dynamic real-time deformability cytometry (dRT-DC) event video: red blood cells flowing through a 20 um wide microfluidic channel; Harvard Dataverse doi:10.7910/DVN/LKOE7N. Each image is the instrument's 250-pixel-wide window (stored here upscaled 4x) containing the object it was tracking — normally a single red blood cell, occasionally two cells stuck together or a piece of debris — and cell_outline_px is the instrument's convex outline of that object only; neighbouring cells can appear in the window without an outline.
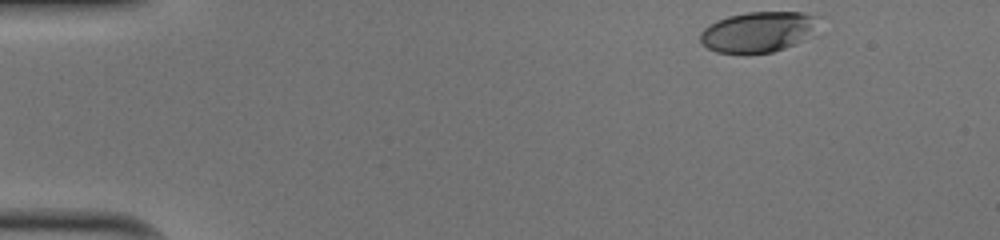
{"species": "human", "species_latin": "Homo sapiens", "temperature_condition": "cold", "stored_images_in_passage": 37, "camera_frame_rate_fps": 3000, "um_per_image_px": 0.085, "donor": {"sex": "male"}, "frame": {"image": 1, "passage_image": 1, "time_ms": 0.0, "image_size_px": [1000, 240], "cell_outline_px": [[820, 16], [808, 36], [784, 48], [772, 52], [744, 56], [716, 52], [708, 48], [700, 40], [700, 32], [708, 24], [716, 20], [728, 16], [748, 12], [800, 12]], "centroid_in_image_um": [64.35, 2.73], "position_along_channel_um": 20.6, "area_um2": 28.15}}
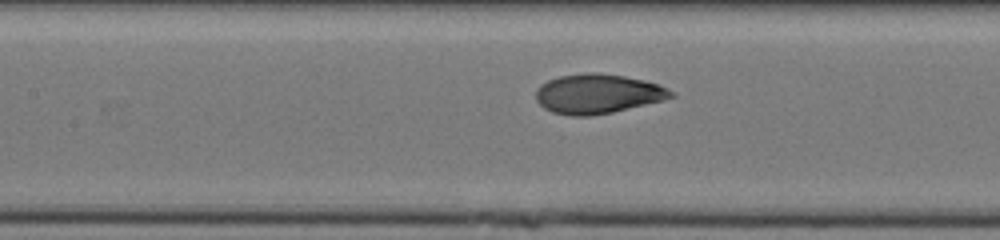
{"frame": {"image": 2, "passage_image": 19, "time_ms": 6.0, "image_size_px": [1000, 240], "cell_outline_px": [[676, 96], [664, 100], [612, 112], [592, 116], [572, 116], [552, 112], [544, 108], [536, 100], [536, 88], [540, 84], [548, 80], [560, 76], [584, 72], [596, 72], [624, 76], [644, 80], [668, 88], [676, 92]], "centroid_in_image_um": [50.8, 7.97], "position_along_channel_um": 156.6, "area_um2": 31.33}}
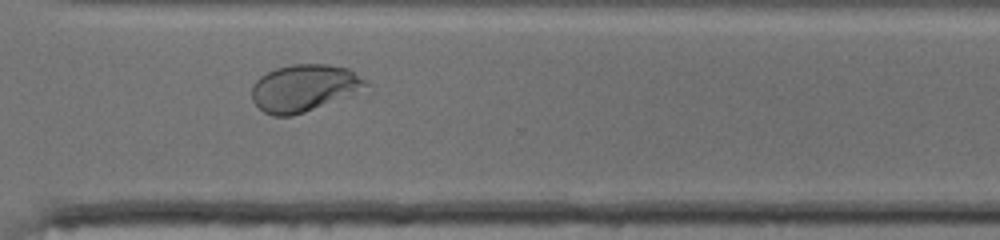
{"frame": {"image": 3, "passage_image": 33, "time_ms": 10.667, "image_size_px": [1000, 240], "cell_outline_px": [[372, 92], [292, 116], [272, 116], [264, 112], [252, 100], [252, 88], [256, 80], [260, 76], [276, 68], [292, 64], [328, 64], [348, 68], [364, 80], [368, 84]], "centroid_in_image_um": [25.99, 7.51], "position_along_channel_um": 344.6, "area_um2": 32.37}, "authors_computed_cell_mechanics": {"area_um2": 30.6918, "velocity_mm_per_s": 4.0323, "shape_relaxation_time_tau1_ms": 4.18, "shape_relaxation_time_tau2_ms": null, "deformation_change_tau1": 0.2084, "deformation_change_tau2": null}}